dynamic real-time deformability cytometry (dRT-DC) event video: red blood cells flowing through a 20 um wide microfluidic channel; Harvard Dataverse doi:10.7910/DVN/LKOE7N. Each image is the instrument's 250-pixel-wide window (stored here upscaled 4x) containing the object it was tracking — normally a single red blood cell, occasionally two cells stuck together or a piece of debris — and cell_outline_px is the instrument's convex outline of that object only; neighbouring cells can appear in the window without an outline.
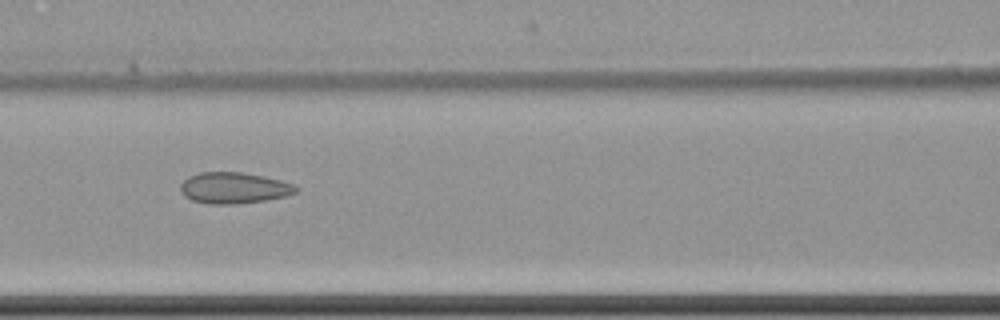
{"species": "common noctule bat (a hibernating species)", "species_latin": "Nyctalus noctula", "temperature_condition": "cold", "stored_images_in_passage": 11, "camera_frame_rate_fps": 3000, "um_per_image_px": 0.085, "animal": {"sex": "female", "body_mass_g": 22.7, "forearm_length_mm": 54.2}, "frame": {"image": 1, "passage_image": 7, "time_ms": 8.333, "image_size_px": [1000, 320], "cell_outline_px": [[296, 192], [284, 196], [264, 200], [232, 204], [208, 204], [192, 200], [184, 196], [180, 192], [180, 184], [188, 176], [200, 172], [244, 172], [264, 176], [280, 180], [292, 184], [296, 188]], "centroid_in_image_um": [19.81, 15.96], "position_along_channel_um": 146.8, "area_um2": 20.87}}
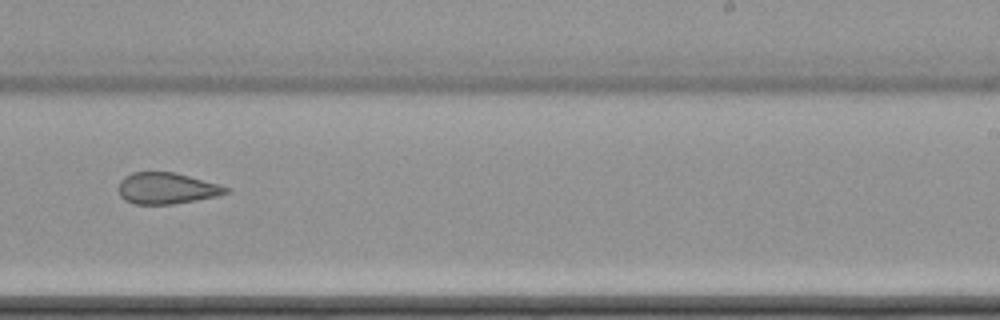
{"frame": {"image": 2, "passage_image": 10, "time_ms": 12.0, "image_size_px": [1000, 320], "cell_outline_px": [[228, 192], [216, 196], [172, 204], [136, 204], [124, 200], [120, 196], [116, 188], [120, 180], [124, 176], [132, 172], [176, 172], [220, 184], [228, 188]], "centroid_in_image_um": [14.11, 15.99], "position_along_channel_um": 274.9, "area_um2": 19.71}}
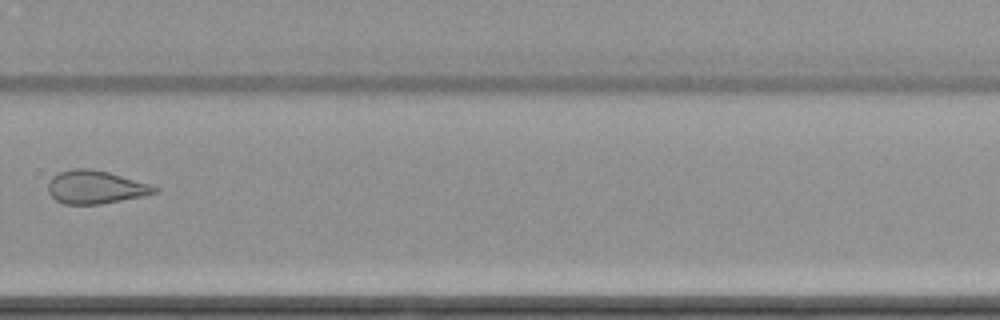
{"frame": {"image": 3, "passage_image": 11, "time_ms": 13.333, "image_size_px": [1000, 320], "cell_outline_px": [[160, 192], [100, 204], [64, 204], [56, 200], [48, 192], [48, 184], [52, 176], [60, 172], [72, 168], [88, 168], [108, 172], [152, 184], [160, 188]], "centroid_in_image_um": [8.13, 15.9], "position_along_channel_um": 321.7, "area_um2": 20.58}}